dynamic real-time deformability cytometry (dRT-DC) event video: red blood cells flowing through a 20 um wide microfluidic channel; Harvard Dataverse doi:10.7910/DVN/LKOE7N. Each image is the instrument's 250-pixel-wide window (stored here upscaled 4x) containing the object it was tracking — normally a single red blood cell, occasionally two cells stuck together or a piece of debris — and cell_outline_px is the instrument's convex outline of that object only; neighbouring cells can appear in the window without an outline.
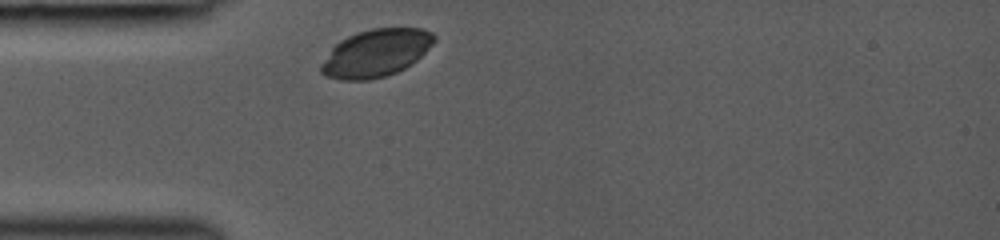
{"species": "common noctule bat (a hibernating species)", "species_latin": "Nyctalus noctula", "temperature_condition": "room temperature", "stored_images_in_passage": 25, "camera_frame_rate_fps": 3000, "um_per_image_px": 0.085, "animal": {"sex": "female", "body_mass_g": 19.0, "forearm_length_mm": 53.3}, "frame": {"image": 1, "passage_image": 1, "time_ms": 0.0, "image_size_px": [1000, 240], "cell_outline_px": [[436, 40], [412, 64], [396, 72], [384, 76], [368, 80], [340, 80], [328, 76], [320, 72], [320, 64], [332, 48], [340, 40], [356, 32], [372, 28], [420, 28], [432, 32], [436, 36]], "centroid_in_image_um": [31.95, 4.5], "position_along_channel_um": 53.1, "area_um2": 31.21}}
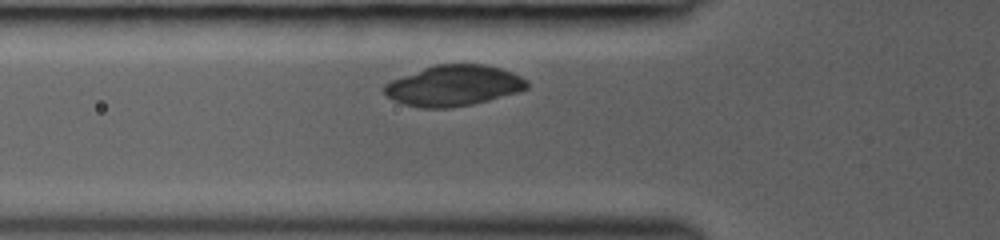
{"frame": {"image": 2, "passage_image": 4, "time_ms": 1.0, "image_size_px": [1000, 240], "cell_outline_px": [[528, 88], [520, 92], [472, 104], [448, 108], [420, 108], [404, 104], [392, 100], [384, 92], [384, 84], [392, 80], [424, 68], [436, 64], [484, 64], [500, 68], [512, 72], [528, 80]], "centroid_in_image_um": [38.58, 7.28], "position_along_channel_um": 87.2, "area_um2": 33.81}}
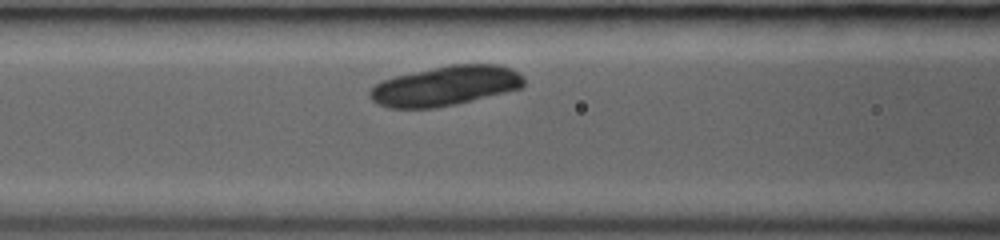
{"frame": {"image": 3, "passage_image": 7, "time_ms": 2.0, "image_size_px": [1000, 240], "cell_outline_px": [[524, 88], [456, 104], [436, 108], [388, 108], [376, 104], [368, 96], [368, 92], [380, 80], [396, 76], [452, 64], [500, 64], [512, 68], [524, 76]], "centroid_in_image_um": [37.88, 7.3], "position_along_channel_um": 128.7, "area_um2": 35.95}}